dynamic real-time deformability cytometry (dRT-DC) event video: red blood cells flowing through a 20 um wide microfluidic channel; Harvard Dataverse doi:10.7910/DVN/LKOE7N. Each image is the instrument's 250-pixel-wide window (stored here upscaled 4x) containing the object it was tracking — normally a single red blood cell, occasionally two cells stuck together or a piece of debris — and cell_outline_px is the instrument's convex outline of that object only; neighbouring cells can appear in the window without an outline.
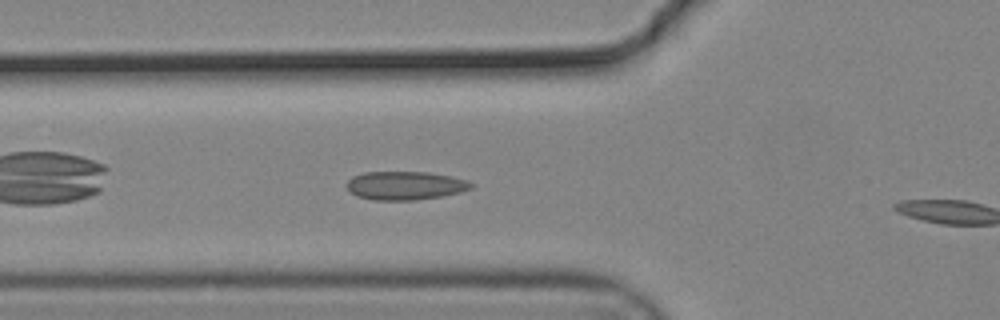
{"species": "common noctule bat (a hibernating species)", "species_latin": "Nyctalus noctula", "temperature_condition": "cold", "stored_images_in_passage": 7, "camera_frame_rate_fps": 3000, "um_per_image_px": 0.085, "animal": {"sex": "male", "body_mass_g": 19.2, "forearm_length_mm": 51.8}, "frame": {"image": 1, "passage_image": 6, "time_ms": 1.667, "image_size_px": [1000, 320], "cell_outline_px": [[472, 188], [460, 192], [440, 196], [412, 200], [372, 200], [356, 196], [344, 184], [352, 176], [364, 172], [428, 172], [452, 176], [468, 180], [472, 184]], "centroid_in_image_um": [34.41, 15.76], "position_along_channel_um": 91.4, "area_um2": 20.69}}